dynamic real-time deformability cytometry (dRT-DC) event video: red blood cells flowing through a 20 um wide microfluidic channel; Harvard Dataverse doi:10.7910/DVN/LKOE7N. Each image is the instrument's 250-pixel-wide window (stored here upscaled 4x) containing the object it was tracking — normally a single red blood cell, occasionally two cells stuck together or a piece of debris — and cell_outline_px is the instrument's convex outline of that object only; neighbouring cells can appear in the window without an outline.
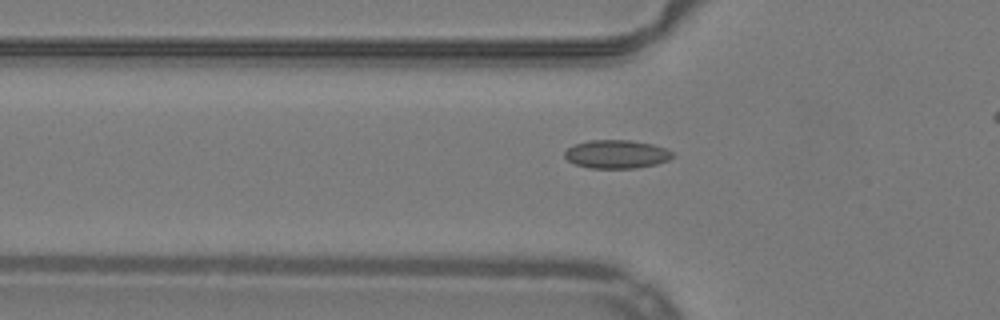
{"species": "common noctule bat (a hibernating species)", "species_latin": "Nyctalus noctula", "temperature_condition": "warm", "stored_images_in_passage": 34, "camera_frame_rate_fps": 3000, "um_per_image_px": 0.085, "animal": {"sex": "male", "body_mass_g": 19.2, "forearm_length_mm": 51.8}, "frame": {"image": 1, "passage_image": 6, "time_ms": 1.667, "image_size_px": [1000, 320], "cell_outline_px": [[676, 156], [668, 160], [656, 164], [636, 168], [588, 168], [576, 164], [568, 160], [564, 156], [564, 152], [568, 148], [576, 144], [588, 140], [632, 140], [652, 144], [668, 148]], "centroid_in_image_um": [52.44, 13.1], "position_along_channel_um": 73.4, "area_um2": 17.98}}
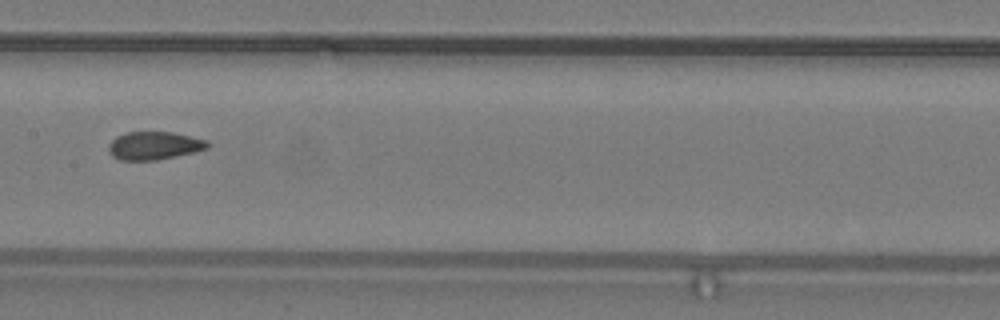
{"frame": {"image": 2, "passage_image": 15, "time_ms": 4.667, "image_size_px": [1000, 320], "cell_outline_px": [[212, 144], [208, 148], [176, 156], [156, 160], [120, 160], [112, 156], [108, 152], [108, 144], [116, 136], [124, 132], [172, 132], [208, 140]], "centroid_in_image_um": [13.09, 12.37], "position_along_channel_um": 194.3, "area_um2": 16.3}}
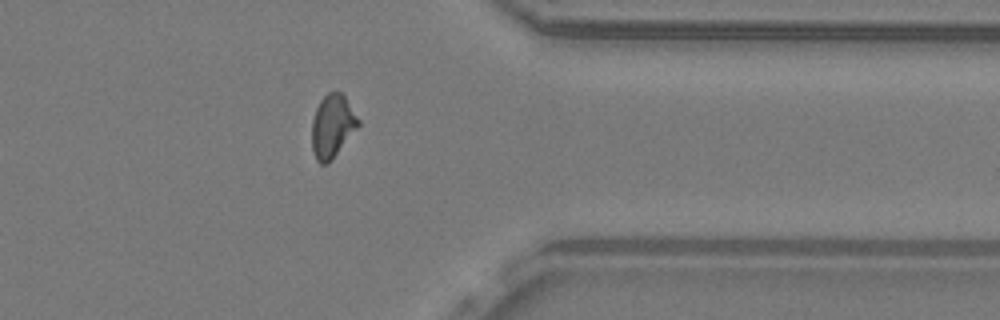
{"frame": {"image": 3, "passage_image": 30, "time_ms": 9.667, "image_size_px": [1000, 320], "cell_outline_px": [[360, 124], [332, 160], [328, 164], [320, 164], [316, 160], [312, 152], [312, 120], [316, 108], [320, 100], [328, 92], [340, 92], [344, 96], [360, 120]], "centroid_in_image_um": [28.24, 10.75], "position_along_channel_um": 383.2, "area_um2": 17.05}, "authors_computed_cell_mechanics": {"area_um2": 16.6464, "velocity_mm_per_s": 3.9929, "shape_relaxation_time_tau1_ms": null, "shape_relaxation_time_tau2_ms": 1.2179, "deformation_change_tau1": null, "deformation_change_tau2": 0.0627}}